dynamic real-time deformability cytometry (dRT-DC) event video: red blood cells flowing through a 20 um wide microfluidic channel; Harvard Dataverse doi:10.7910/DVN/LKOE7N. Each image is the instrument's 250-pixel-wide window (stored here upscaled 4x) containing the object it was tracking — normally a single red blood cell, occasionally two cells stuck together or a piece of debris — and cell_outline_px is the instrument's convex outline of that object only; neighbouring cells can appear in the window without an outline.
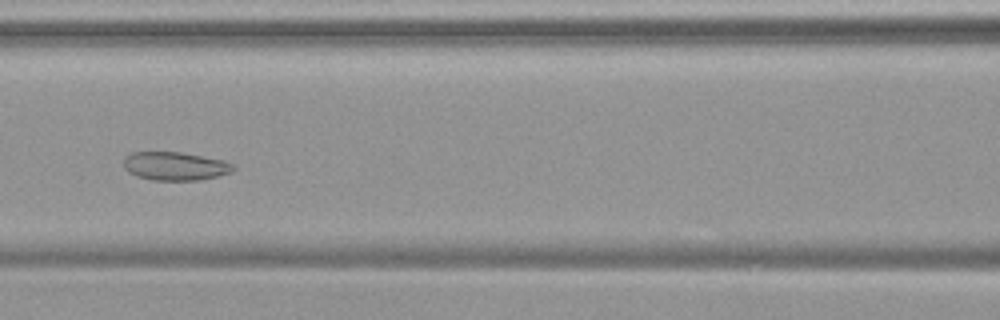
{"species": "common noctule bat (a hibernating species)", "species_latin": "Nyctalus noctula", "temperature_condition": "warm", "stored_images_in_passage": 33, "camera_frame_rate_fps": 3000, "um_per_image_px": 0.085, "animal": {"sex": "female", "body_mass_g": 19.9}, "frame": {"image": 1, "passage_image": 14, "time_ms": 4.333, "image_size_px": [1000, 320], "cell_outline_px": [[236, 168], [232, 172], [200, 180], [152, 180], [136, 176], [128, 172], [124, 168], [124, 156], [132, 152], [180, 152], [224, 160], [232, 164]], "centroid_in_image_um": [14.86, 14.12], "position_along_channel_um": 151.7, "area_um2": 18.21}}
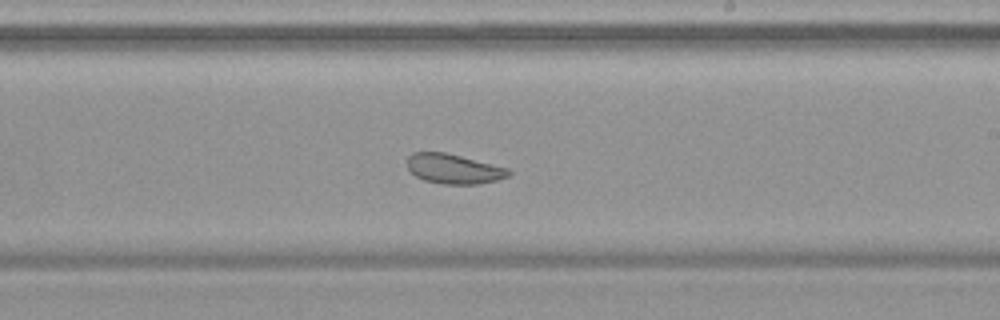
{"frame": {"image": 2, "passage_image": 22, "time_ms": 7.0, "image_size_px": [1000, 320], "cell_outline_px": [[512, 172], [508, 176], [496, 180], [480, 184], [444, 184], [424, 180], [416, 176], [408, 168], [408, 156], [412, 152], [444, 152], [508, 168]], "centroid_in_image_um": [38.57, 14.35], "position_along_channel_um": 250.4, "area_um2": 17.4}}
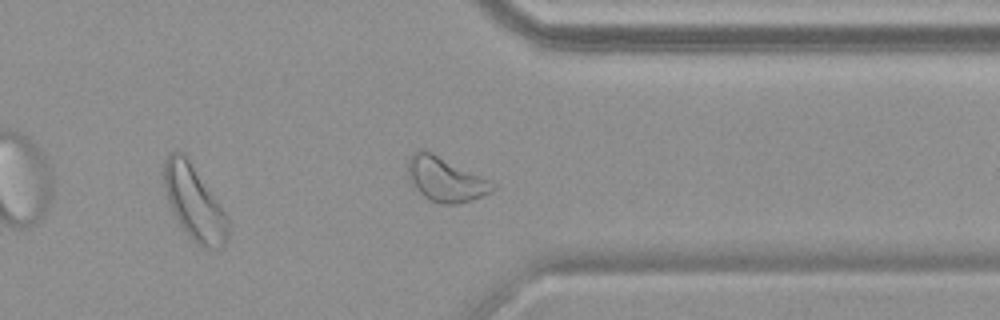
{"frame": {"image": 3, "passage_image": 32, "time_ms": 10.333, "image_size_px": [1000, 320], "cell_outline_px": [[228, 240], [220, 248], [204, 248], [192, 240], [184, 232], [176, 220], [172, 212], [168, 200], [164, 184], [164, 160], [168, 152], [184, 152], [188, 156], [228, 216]], "centroid_in_image_um": [16.51, 17.22], "position_along_channel_um": 394.9, "area_um2": 28.09}, "authors_computed_cell_mechanics": {"area_um2": 18.7272, "velocity_mm_per_s": 3.7284, "shape_relaxation_time_tau1_ms": null, "shape_relaxation_time_tau2_ms": 2.2812, "deformation_change_tau1": null, "deformation_change_tau2": 0.0838}}